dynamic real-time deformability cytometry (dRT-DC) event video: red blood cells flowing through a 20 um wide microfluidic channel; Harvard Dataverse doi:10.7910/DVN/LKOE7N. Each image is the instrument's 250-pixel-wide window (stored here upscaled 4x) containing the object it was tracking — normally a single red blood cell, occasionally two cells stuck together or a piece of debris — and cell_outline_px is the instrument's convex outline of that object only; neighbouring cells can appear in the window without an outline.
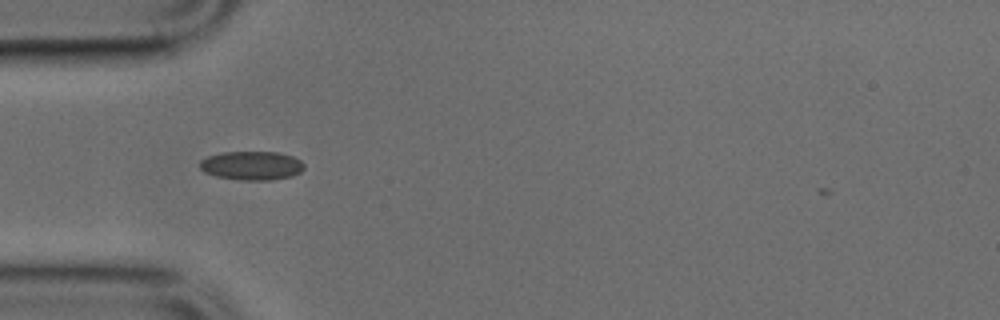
{"species": "common noctule bat (a hibernating species)", "species_latin": "Nyctalus noctula", "temperature_condition": "cold", "stored_images_in_passage": 36, "camera_frame_rate_fps": 3000, "um_per_image_px": 0.085, "animal": {"sex": "male", "body_mass_g": 17.9, "forearm_length_mm": 54.2}, "frame": {"image": 1, "passage_image": 1, "time_ms": 0.0, "image_size_px": [1000, 320], "cell_outline_px": [[304, 168], [300, 172], [292, 176], [272, 180], [240, 180], [216, 176], [204, 172], [200, 168], [200, 160], [208, 156], [224, 152], [280, 152], [292, 156], [300, 160], [304, 164]], "centroid_in_image_um": [21.4, 14.07], "position_along_channel_um": 63.6, "area_um2": 17.57}}
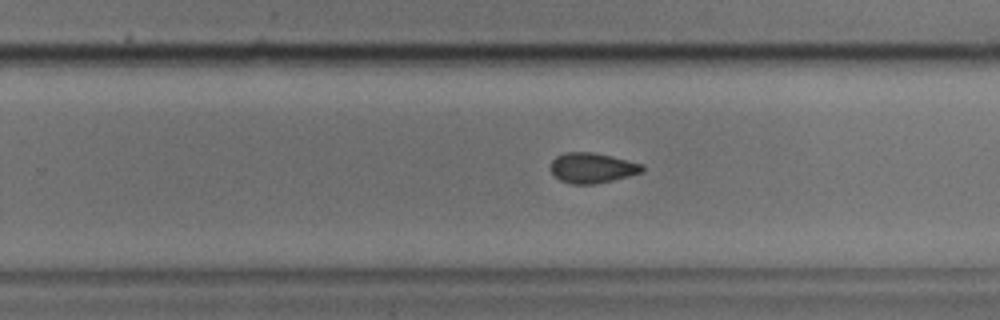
{"frame": {"image": 2, "passage_image": 17, "time_ms": 5.333, "image_size_px": [1000, 320], "cell_outline_px": [[644, 168], [640, 172], [628, 176], [596, 184], [572, 184], [560, 180], [552, 172], [552, 160], [556, 156], [564, 152], [592, 152], [612, 156], [644, 164]], "centroid_in_image_um": [50.34, 14.26], "position_along_channel_um": 279.5, "area_um2": 16.01}}
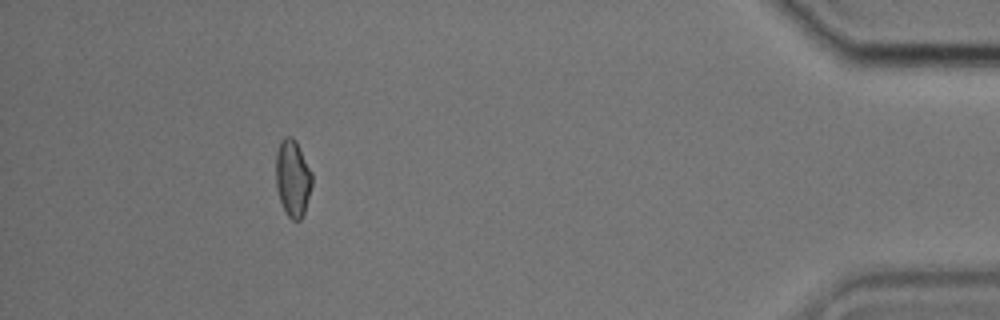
{"frame": {"image": 3, "passage_image": 31, "time_ms": 10.0, "image_size_px": [1000, 320], "cell_outline_px": [[312, 184], [304, 212], [300, 220], [292, 220], [288, 216], [280, 200], [276, 188], [276, 152], [280, 140], [284, 136], [292, 136], [296, 140], [312, 172]], "centroid_in_image_um": [24.87, 15.1], "position_along_channel_um": 410.3, "area_um2": 16.24}}